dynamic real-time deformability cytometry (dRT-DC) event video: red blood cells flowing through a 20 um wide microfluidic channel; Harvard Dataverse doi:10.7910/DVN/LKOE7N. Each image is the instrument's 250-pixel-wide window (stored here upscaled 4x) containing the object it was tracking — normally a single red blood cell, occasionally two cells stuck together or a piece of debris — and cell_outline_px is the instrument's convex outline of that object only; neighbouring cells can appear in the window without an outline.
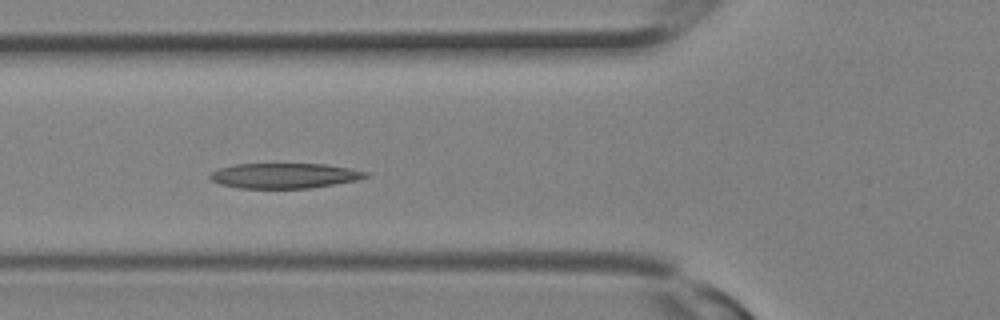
{"species": "Egyptian fruit bat (a non-hibernating species)", "species_latin": "Rousettus aegyptiacus", "temperature_condition": "room temperature", "stored_images_in_passage": 18, "camera_frame_rate_fps": 3000, "um_per_image_px": 0.085, "animal": {"sex": "female"}, "frame": {"image": 1, "passage_image": 11, "time_ms": 3.333, "image_size_px": [1000, 320], "cell_outline_px": [[368, 176], [356, 180], [308, 188], [240, 188], [220, 184], [212, 180], [208, 176], [212, 172], [220, 168], [236, 164], [324, 164], [348, 168], [368, 172]], "centroid_in_image_um": [24.14, 14.93], "position_along_channel_um": 101.7, "area_um2": 22.48}}
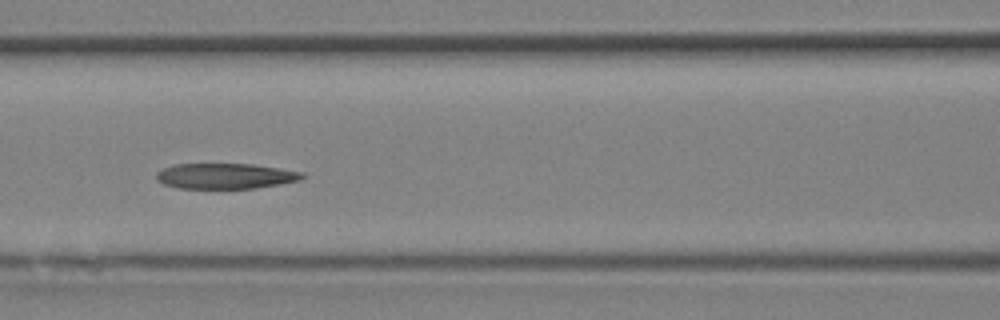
{"frame": {"image": 2, "passage_image": 13, "time_ms": 4.0, "image_size_px": [1000, 320], "cell_outline_px": [[308, 176], [300, 180], [280, 184], [256, 188], [176, 188], [164, 184], [156, 180], [156, 172], [164, 168], [176, 164], [252, 164], [304, 172]], "centroid_in_image_um": [19.18, 14.96], "position_along_channel_um": 147.4, "area_um2": 21.73}}